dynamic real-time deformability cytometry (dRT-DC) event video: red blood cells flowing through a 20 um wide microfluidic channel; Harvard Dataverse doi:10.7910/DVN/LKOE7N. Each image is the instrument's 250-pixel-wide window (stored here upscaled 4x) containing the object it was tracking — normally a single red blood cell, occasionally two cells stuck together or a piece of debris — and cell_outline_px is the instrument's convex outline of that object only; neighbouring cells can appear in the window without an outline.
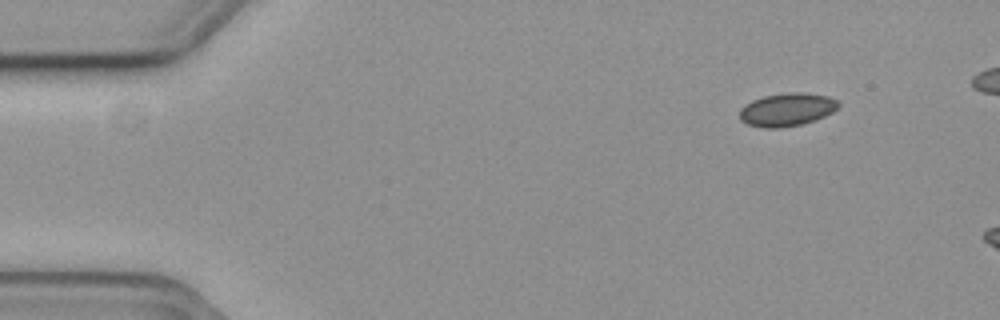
{"species": "common noctule bat (a hibernating species)", "species_latin": "Nyctalus noctula", "temperature_condition": "cold", "stored_images_in_passage": 8, "camera_frame_rate_fps": 3000, "um_per_image_px": 0.085, "animal": {"sex": "female", "body_mass_g": 19.3, "forearm_length_mm": 54.1}, "frame": {"image": 1, "passage_image": 1, "time_ms": 0.0, "image_size_px": [1000, 320], "cell_outline_px": [[840, 104], [832, 112], [816, 120], [800, 124], [780, 128], [760, 128], [748, 124], [740, 120], [740, 108], [744, 104], [752, 100], [764, 96], [792, 92], [796, 92], [828, 96], [836, 100]], "centroid_in_image_um": [66.85, 9.32], "position_along_channel_um": 18.1, "area_um2": 18.96}}